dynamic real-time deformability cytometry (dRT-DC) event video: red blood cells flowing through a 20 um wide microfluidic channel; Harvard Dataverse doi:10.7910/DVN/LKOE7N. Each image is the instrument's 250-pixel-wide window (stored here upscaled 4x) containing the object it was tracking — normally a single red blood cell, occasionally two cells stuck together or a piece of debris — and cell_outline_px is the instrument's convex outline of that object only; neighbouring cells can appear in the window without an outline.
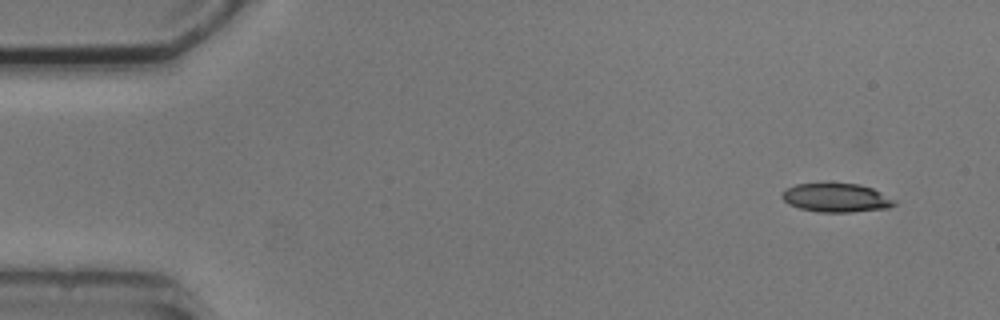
{"species": "common noctule bat (a hibernating species)", "species_latin": "Nyctalus noctula", "temperature_condition": "cold", "stored_images_in_passage": 4, "camera_frame_rate_fps": 3000, "um_per_image_px": 0.085, "animal": {"sex": "male", "body_mass_g": 20.5, "forearm_length_mm": 52.5}, "frame": {"image": 1, "passage_image": 1, "time_ms": 0.0, "image_size_px": [1000, 320], "cell_outline_px": [[896, 204], [888, 208], [852, 212], [816, 212], [800, 208], [788, 204], [780, 196], [780, 192], [784, 188], [796, 184], [828, 180], [860, 184], [872, 188], [896, 200]], "centroid_in_image_um": [71.02, 16.75], "position_along_channel_um": 14.0, "area_um2": 19.83}}